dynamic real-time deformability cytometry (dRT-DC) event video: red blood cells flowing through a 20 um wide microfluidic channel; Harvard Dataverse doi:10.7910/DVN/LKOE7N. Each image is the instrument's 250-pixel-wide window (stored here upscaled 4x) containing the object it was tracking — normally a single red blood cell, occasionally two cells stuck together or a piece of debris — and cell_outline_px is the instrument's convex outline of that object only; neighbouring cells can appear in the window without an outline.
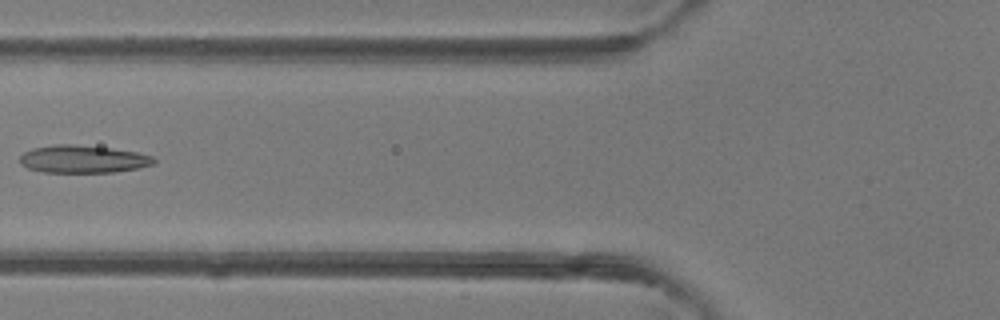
{"species": "common noctule bat (a hibernating species)", "species_latin": "Nyctalus noctula", "temperature_condition": "room temperature", "stored_images_in_passage": 4, "camera_frame_rate_fps": 3000, "um_per_image_px": 0.085, "animal": {"sex": "female"}, "frame": {"image": 1, "passage_image": 4, "time_ms": 3.333, "image_size_px": [1000, 320], "cell_outline_px": [[156, 164], [140, 168], [112, 172], [40, 172], [28, 168], [20, 164], [20, 156], [24, 152], [32, 148], [52, 144], [72, 144], [112, 148], [136, 152], [152, 156], [156, 160]], "centroid_in_image_um": [7.05, 13.52], "position_along_channel_um": 118.7, "area_um2": 21.79}}